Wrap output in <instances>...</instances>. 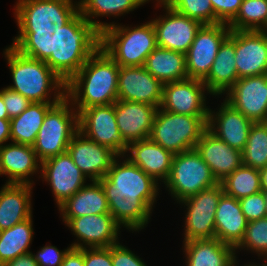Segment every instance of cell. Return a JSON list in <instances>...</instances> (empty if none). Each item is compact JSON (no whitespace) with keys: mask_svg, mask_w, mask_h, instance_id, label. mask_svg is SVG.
Instances as JSON below:
<instances>
[{"mask_svg":"<svg viewBox=\"0 0 267 266\" xmlns=\"http://www.w3.org/2000/svg\"><path fill=\"white\" fill-rule=\"evenodd\" d=\"M194 149L209 165L218 182L243 165L242 152L218 139L208 129L202 134Z\"/></svg>","mask_w":267,"mask_h":266,"instance_id":"obj_23","label":"cell"},{"mask_svg":"<svg viewBox=\"0 0 267 266\" xmlns=\"http://www.w3.org/2000/svg\"><path fill=\"white\" fill-rule=\"evenodd\" d=\"M228 26L231 30L267 31V0H243Z\"/></svg>","mask_w":267,"mask_h":266,"instance_id":"obj_36","label":"cell"},{"mask_svg":"<svg viewBox=\"0 0 267 266\" xmlns=\"http://www.w3.org/2000/svg\"><path fill=\"white\" fill-rule=\"evenodd\" d=\"M242 158L243 165L259 171L267 166V122L253 123Z\"/></svg>","mask_w":267,"mask_h":266,"instance_id":"obj_37","label":"cell"},{"mask_svg":"<svg viewBox=\"0 0 267 266\" xmlns=\"http://www.w3.org/2000/svg\"><path fill=\"white\" fill-rule=\"evenodd\" d=\"M10 138V119H0V147Z\"/></svg>","mask_w":267,"mask_h":266,"instance_id":"obj_49","label":"cell"},{"mask_svg":"<svg viewBox=\"0 0 267 266\" xmlns=\"http://www.w3.org/2000/svg\"><path fill=\"white\" fill-rule=\"evenodd\" d=\"M42 176L54 194L58 207L79 191L86 183V176L74 164L68 152L41 162Z\"/></svg>","mask_w":267,"mask_h":266,"instance_id":"obj_16","label":"cell"},{"mask_svg":"<svg viewBox=\"0 0 267 266\" xmlns=\"http://www.w3.org/2000/svg\"><path fill=\"white\" fill-rule=\"evenodd\" d=\"M32 185L6 183L0 190V231L30 218Z\"/></svg>","mask_w":267,"mask_h":266,"instance_id":"obj_28","label":"cell"},{"mask_svg":"<svg viewBox=\"0 0 267 266\" xmlns=\"http://www.w3.org/2000/svg\"><path fill=\"white\" fill-rule=\"evenodd\" d=\"M247 224L239 200L224 193L215 212V238L236 248L244 238Z\"/></svg>","mask_w":267,"mask_h":266,"instance_id":"obj_26","label":"cell"},{"mask_svg":"<svg viewBox=\"0 0 267 266\" xmlns=\"http://www.w3.org/2000/svg\"><path fill=\"white\" fill-rule=\"evenodd\" d=\"M230 31L225 23L201 26L185 54L188 78L203 81L208 76L219 47Z\"/></svg>","mask_w":267,"mask_h":266,"instance_id":"obj_12","label":"cell"},{"mask_svg":"<svg viewBox=\"0 0 267 266\" xmlns=\"http://www.w3.org/2000/svg\"><path fill=\"white\" fill-rule=\"evenodd\" d=\"M265 197V204H266V213H267V191H263Z\"/></svg>","mask_w":267,"mask_h":266,"instance_id":"obj_52","label":"cell"},{"mask_svg":"<svg viewBox=\"0 0 267 266\" xmlns=\"http://www.w3.org/2000/svg\"><path fill=\"white\" fill-rule=\"evenodd\" d=\"M163 83L144 66L119 67L118 99L161 106Z\"/></svg>","mask_w":267,"mask_h":266,"instance_id":"obj_19","label":"cell"},{"mask_svg":"<svg viewBox=\"0 0 267 266\" xmlns=\"http://www.w3.org/2000/svg\"><path fill=\"white\" fill-rule=\"evenodd\" d=\"M38 165L41 161L30 145L12 142L0 149V175L8 176L7 183L32 185L28 177L38 171Z\"/></svg>","mask_w":267,"mask_h":266,"instance_id":"obj_24","label":"cell"},{"mask_svg":"<svg viewBox=\"0 0 267 266\" xmlns=\"http://www.w3.org/2000/svg\"><path fill=\"white\" fill-rule=\"evenodd\" d=\"M147 1L149 0H81L78 4L81 15L102 32L110 24L91 20V17L123 15L138 8V6L140 7Z\"/></svg>","mask_w":267,"mask_h":266,"instance_id":"obj_34","label":"cell"},{"mask_svg":"<svg viewBox=\"0 0 267 266\" xmlns=\"http://www.w3.org/2000/svg\"><path fill=\"white\" fill-rule=\"evenodd\" d=\"M112 162L107 175L99 180L115 222L127 229H143L150 219L158 195L157 181L128 158Z\"/></svg>","mask_w":267,"mask_h":266,"instance_id":"obj_1","label":"cell"},{"mask_svg":"<svg viewBox=\"0 0 267 266\" xmlns=\"http://www.w3.org/2000/svg\"><path fill=\"white\" fill-rule=\"evenodd\" d=\"M101 32L78 12L66 24H54L50 57L45 63L68 82L100 48Z\"/></svg>","mask_w":267,"mask_h":266,"instance_id":"obj_2","label":"cell"},{"mask_svg":"<svg viewBox=\"0 0 267 266\" xmlns=\"http://www.w3.org/2000/svg\"><path fill=\"white\" fill-rule=\"evenodd\" d=\"M50 35L51 33L19 32L12 43L17 51L27 57L46 61L50 55Z\"/></svg>","mask_w":267,"mask_h":266,"instance_id":"obj_38","label":"cell"},{"mask_svg":"<svg viewBox=\"0 0 267 266\" xmlns=\"http://www.w3.org/2000/svg\"><path fill=\"white\" fill-rule=\"evenodd\" d=\"M0 94L3 97L9 119L20 115L31 104V101H29L22 94L10 90L7 87L3 88V90H0Z\"/></svg>","mask_w":267,"mask_h":266,"instance_id":"obj_43","label":"cell"},{"mask_svg":"<svg viewBox=\"0 0 267 266\" xmlns=\"http://www.w3.org/2000/svg\"><path fill=\"white\" fill-rule=\"evenodd\" d=\"M174 11L200 22L202 25L216 24V15L210 0H162Z\"/></svg>","mask_w":267,"mask_h":266,"instance_id":"obj_39","label":"cell"},{"mask_svg":"<svg viewBox=\"0 0 267 266\" xmlns=\"http://www.w3.org/2000/svg\"><path fill=\"white\" fill-rule=\"evenodd\" d=\"M214 14L216 15V24H229L238 14L243 0H210Z\"/></svg>","mask_w":267,"mask_h":266,"instance_id":"obj_42","label":"cell"},{"mask_svg":"<svg viewBox=\"0 0 267 266\" xmlns=\"http://www.w3.org/2000/svg\"><path fill=\"white\" fill-rule=\"evenodd\" d=\"M119 67L100 47L66 83V98L77 106L78 113L118 100Z\"/></svg>","mask_w":267,"mask_h":266,"instance_id":"obj_3","label":"cell"},{"mask_svg":"<svg viewBox=\"0 0 267 266\" xmlns=\"http://www.w3.org/2000/svg\"><path fill=\"white\" fill-rule=\"evenodd\" d=\"M188 266H237L235 248L218 239L184 242Z\"/></svg>","mask_w":267,"mask_h":266,"instance_id":"obj_29","label":"cell"},{"mask_svg":"<svg viewBox=\"0 0 267 266\" xmlns=\"http://www.w3.org/2000/svg\"><path fill=\"white\" fill-rule=\"evenodd\" d=\"M79 131L92 141L124 157L128 144L122 137L116 122L114 103L92 106L78 113Z\"/></svg>","mask_w":267,"mask_h":266,"instance_id":"obj_11","label":"cell"},{"mask_svg":"<svg viewBox=\"0 0 267 266\" xmlns=\"http://www.w3.org/2000/svg\"><path fill=\"white\" fill-rule=\"evenodd\" d=\"M238 79L267 74V31L235 30Z\"/></svg>","mask_w":267,"mask_h":266,"instance_id":"obj_20","label":"cell"},{"mask_svg":"<svg viewBox=\"0 0 267 266\" xmlns=\"http://www.w3.org/2000/svg\"><path fill=\"white\" fill-rule=\"evenodd\" d=\"M32 216L9 229L0 231V266L31 253L28 251L33 237Z\"/></svg>","mask_w":267,"mask_h":266,"instance_id":"obj_33","label":"cell"},{"mask_svg":"<svg viewBox=\"0 0 267 266\" xmlns=\"http://www.w3.org/2000/svg\"><path fill=\"white\" fill-rule=\"evenodd\" d=\"M4 52L14 82L7 88L22 94L31 102L59 103L66 97V82L45 61L22 55L12 46ZM51 90L57 92L52 102L48 97Z\"/></svg>","mask_w":267,"mask_h":266,"instance_id":"obj_4","label":"cell"},{"mask_svg":"<svg viewBox=\"0 0 267 266\" xmlns=\"http://www.w3.org/2000/svg\"><path fill=\"white\" fill-rule=\"evenodd\" d=\"M55 104L31 102L25 111L10 119L11 141L33 146L47 112Z\"/></svg>","mask_w":267,"mask_h":266,"instance_id":"obj_32","label":"cell"},{"mask_svg":"<svg viewBox=\"0 0 267 266\" xmlns=\"http://www.w3.org/2000/svg\"><path fill=\"white\" fill-rule=\"evenodd\" d=\"M225 101L253 121L267 122V74L237 79Z\"/></svg>","mask_w":267,"mask_h":266,"instance_id":"obj_13","label":"cell"},{"mask_svg":"<svg viewBox=\"0 0 267 266\" xmlns=\"http://www.w3.org/2000/svg\"><path fill=\"white\" fill-rule=\"evenodd\" d=\"M260 177H261V190L267 191V166L260 170Z\"/></svg>","mask_w":267,"mask_h":266,"instance_id":"obj_50","label":"cell"},{"mask_svg":"<svg viewBox=\"0 0 267 266\" xmlns=\"http://www.w3.org/2000/svg\"><path fill=\"white\" fill-rule=\"evenodd\" d=\"M239 203L248 222L267 217L263 191L244 197L239 200Z\"/></svg>","mask_w":267,"mask_h":266,"instance_id":"obj_41","label":"cell"},{"mask_svg":"<svg viewBox=\"0 0 267 266\" xmlns=\"http://www.w3.org/2000/svg\"><path fill=\"white\" fill-rule=\"evenodd\" d=\"M208 116L175 114L157 109L149 138L173 154L194 149L207 130Z\"/></svg>","mask_w":267,"mask_h":266,"instance_id":"obj_6","label":"cell"},{"mask_svg":"<svg viewBox=\"0 0 267 266\" xmlns=\"http://www.w3.org/2000/svg\"><path fill=\"white\" fill-rule=\"evenodd\" d=\"M69 102L65 97L55 104L44 118L32 146L41 162L67 152L70 141L79 131L78 112L69 108Z\"/></svg>","mask_w":267,"mask_h":266,"instance_id":"obj_7","label":"cell"},{"mask_svg":"<svg viewBox=\"0 0 267 266\" xmlns=\"http://www.w3.org/2000/svg\"><path fill=\"white\" fill-rule=\"evenodd\" d=\"M218 183L195 149L174 154L169 178L164 182L179 203Z\"/></svg>","mask_w":267,"mask_h":266,"instance_id":"obj_8","label":"cell"},{"mask_svg":"<svg viewBox=\"0 0 267 266\" xmlns=\"http://www.w3.org/2000/svg\"><path fill=\"white\" fill-rule=\"evenodd\" d=\"M83 248L84 266H112L109 247Z\"/></svg>","mask_w":267,"mask_h":266,"instance_id":"obj_46","label":"cell"},{"mask_svg":"<svg viewBox=\"0 0 267 266\" xmlns=\"http://www.w3.org/2000/svg\"><path fill=\"white\" fill-rule=\"evenodd\" d=\"M61 266H84L83 248H71L65 255Z\"/></svg>","mask_w":267,"mask_h":266,"instance_id":"obj_47","label":"cell"},{"mask_svg":"<svg viewBox=\"0 0 267 266\" xmlns=\"http://www.w3.org/2000/svg\"><path fill=\"white\" fill-rule=\"evenodd\" d=\"M218 111L214 115L211 109L209 110L207 129L230 147L242 152L254 122L226 101Z\"/></svg>","mask_w":267,"mask_h":266,"instance_id":"obj_22","label":"cell"},{"mask_svg":"<svg viewBox=\"0 0 267 266\" xmlns=\"http://www.w3.org/2000/svg\"><path fill=\"white\" fill-rule=\"evenodd\" d=\"M63 218L110 213L108 201L99 181L83 186L59 207Z\"/></svg>","mask_w":267,"mask_h":266,"instance_id":"obj_30","label":"cell"},{"mask_svg":"<svg viewBox=\"0 0 267 266\" xmlns=\"http://www.w3.org/2000/svg\"><path fill=\"white\" fill-rule=\"evenodd\" d=\"M71 248L70 246L64 251H59L55 246H44L36 255L34 254V258L38 266H61L65 255Z\"/></svg>","mask_w":267,"mask_h":266,"instance_id":"obj_45","label":"cell"},{"mask_svg":"<svg viewBox=\"0 0 267 266\" xmlns=\"http://www.w3.org/2000/svg\"><path fill=\"white\" fill-rule=\"evenodd\" d=\"M224 193L240 200L261 190L260 171L242 165L221 181Z\"/></svg>","mask_w":267,"mask_h":266,"instance_id":"obj_35","label":"cell"},{"mask_svg":"<svg viewBox=\"0 0 267 266\" xmlns=\"http://www.w3.org/2000/svg\"><path fill=\"white\" fill-rule=\"evenodd\" d=\"M237 79L235 30H231L229 36L220 45L211 70L203 83L211 95H222L233 86Z\"/></svg>","mask_w":267,"mask_h":266,"instance_id":"obj_27","label":"cell"},{"mask_svg":"<svg viewBox=\"0 0 267 266\" xmlns=\"http://www.w3.org/2000/svg\"><path fill=\"white\" fill-rule=\"evenodd\" d=\"M79 12L72 0H18L15 18L19 32L54 33V24H66Z\"/></svg>","mask_w":267,"mask_h":266,"instance_id":"obj_9","label":"cell"},{"mask_svg":"<svg viewBox=\"0 0 267 266\" xmlns=\"http://www.w3.org/2000/svg\"><path fill=\"white\" fill-rule=\"evenodd\" d=\"M100 47L120 66H144L157 47L152 21L130 29L113 23L101 32Z\"/></svg>","mask_w":267,"mask_h":266,"instance_id":"obj_5","label":"cell"},{"mask_svg":"<svg viewBox=\"0 0 267 266\" xmlns=\"http://www.w3.org/2000/svg\"><path fill=\"white\" fill-rule=\"evenodd\" d=\"M67 152L90 181H99L106 176L112 162L118 157L110 148L92 141L80 131L73 136Z\"/></svg>","mask_w":267,"mask_h":266,"instance_id":"obj_18","label":"cell"},{"mask_svg":"<svg viewBox=\"0 0 267 266\" xmlns=\"http://www.w3.org/2000/svg\"><path fill=\"white\" fill-rule=\"evenodd\" d=\"M112 266H146L131 250L116 243L110 246Z\"/></svg>","mask_w":267,"mask_h":266,"instance_id":"obj_44","label":"cell"},{"mask_svg":"<svg viewBox=\"0 0 267 266\" xmlns=\"http://www.w3.org/2000/svg\"><path fill=\"white\" fill-rule=\"evenodd\" d=\"M244 266H256V265H253V264H249V265H248V264H247V265H244Z\"/></svg>","mask_w":267,"mask_h":266,"instance_id":"obj_54","label":"cell"},{"mask_svg":"<svg viewBox=\"0 0 267 266\" xmlns=\"http://www.w3.org/2000/svg\"><path fill=\"white\" fill-rule=\"evenodd\" d=\"M223 194V185L219 182L180 201L188 207L185 217L184 242L215 239V212Z\"/></svg>","mask_w":267,"mask_h":266,"instance_id":"obj_10","label":"cell"},{"mask_svg":"<svg viewBox=\"0 0 267 266\" xmlns=\"http://www.w3.org/2000/svg\"><path fill=\"white\" fill-rule=\"evenodd\" d=\"M3 266H38L32 253L24 254L12 261L5 263Z\"/></svg>","mask_w":267,"mask_h":266,"instance_id":"obj_48","label":"cell"},{"mask_svg":"<svg viewBox=\"0 0 267 266\" xmlns=\"http://www.w3.org/2000/svg\"><path fill=\"white\" fill-rule=\"evenodd\" d=\"M144 67L163 84L188 78L185 54L170 49L157 46L147 56Z\"/></svg>","mask_w":267,"mask_h":266,"instance_id":"obj_31","label":"cell"},{"mask_svg":"<svg viewBox=\"0 0 267 266\" xmlns=\"http://www.w3.org/2000/svg\"><path fill=\"white\" fill-rule=\"evenodd\" d=\"M0 119H9L5 103L3 101V97L1 94H0Z\"/></svg>","mask_w":267,"mask_h":266,"instance_id":"obj_51","label":"cell"},{"mask_svg":"<svg viewBox=\"0 0 267 266\" xmlns=\"http://www.w3.org/2000/svg\"><path fill=\"white\" fill-rule=\"evenodd\" d=\"M206 89L202 80L192 78L165 83L160 108L175 114L209 116L204 95Z\"/></svg>","mask_w":267,"mask_h":266,"instance_id":"obj_15","label":"cell"},{"mask_svg":"<svg viewBox=\"0 0 267 266\" xmlns=\"http://www.w3.org/2000/svg\"><path fill=\"white\" fill-rule=\"evenodd\" d=\"M166 9L165 17L153 19L157 46L186 54L202 24L184 16L157 0Z\"/></svg>","mask_w":267,"mask_h":266,"instance_id":"obj_14","label":"cell"},{"mask_svg":"<svg viewBox=\"0 0 267 266\" xmlns=\"http://www.w3.org/2000/svg\"><path fill=\"white\" fill-rule=\"evenodd\" d=\"M128 159L157 182H165L170 175L174 154L152 141L150 138L130 143Z\"/></svg>","mask_w":267,"mask_h":266,"instance_id":"obj_25","label":"cell"},{"mask_svg":"<svg viewBox=\"0 0 267 266\" xmlns=\"http://www.w3.org/2000/svg\"><path fill=\"white\" fill-rule=\"evenodd\" d=\"M245 247L267 257V217L248 222L244 238L235 250Z\"/></svg>","mask_w":267,"mask_h":266,"instance_id":"obj_40","label":"cell"},{"mask_svg":"<svg viewBox=\"0 0 267 266\" xmlns=\"http://www.w3.org/2000/svg\"><path fill=\"white\" fill-rule=\"evenodd\" d=\"M63 221L74 235L83 241L82 244H71L72 248L82 249L87 245L88 248L109 247L118 243V230L121 227L115 222L111 213L63 218Z\"/></svg>","mask_w":267,"mask_h":266,"instance_id":"obj_17","label":"cell"},{"mask_svg":"<svg viewBox=\"0 0 267 266\" xmlns=\"http://www.w3.org/2000/svg\"><path fill=\"white\" fill-rule=\"evenodd\" d=\"M265 259H267V258H265ZM256 266H258V265H256ZM259 266H267V264H262V265H259Z\"/></svg>","mask_w":267,"mask_h":266,"instance_id":"obj_53","label":"cell"},{"mask_svg":"<svg viewBox=\"0 0 267 266\" xmlns=\"http://www.w3.org/2000/svg\"><path fill=\"white\" fill-rule=\"evenodd\" d=\"M114 107L117 126L128 145L149 138L157 107L120 99Z\"/></svg>","mask_w":267,"mask_h":266,"instance_id":"obj_21","label":"cell"}]
</instances>
